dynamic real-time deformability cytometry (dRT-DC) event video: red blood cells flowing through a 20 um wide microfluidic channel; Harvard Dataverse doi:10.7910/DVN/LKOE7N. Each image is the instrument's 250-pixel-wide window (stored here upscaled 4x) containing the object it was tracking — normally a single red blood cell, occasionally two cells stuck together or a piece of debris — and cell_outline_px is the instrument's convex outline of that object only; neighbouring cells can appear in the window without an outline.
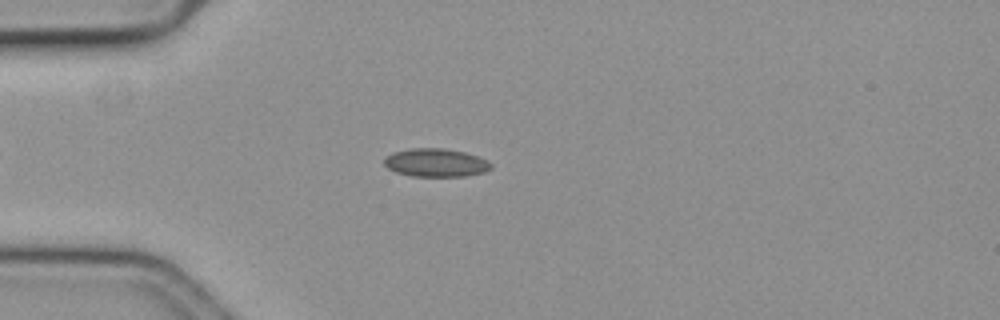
{"species": "common noctule bat (a hibernating species)", "species_latin": "Nyctalus noctula", "temperature_condition": "cold", "stored_images_in_passage": 32, "camera_frame_rate_fps": 3000, "um_per_image_px": 0.085, "animal": {"sex": "female", "body_mass_g": 19.3, "forearm_length_mm": 54.1}, "frame": {"image": 1, "passage_image": 5, "time_ms": 1.333, "image_size_px": [1000, 320], "cell_outline_px": [[492, 168], [484, 172], [468, 176], [412, 176], [396, 172], [388, 168], [384, 164], [384, 156], [392, 152], [412, 148], [444, 148], [464, 152], [488, 160], [492, 164]], "centroid_in_image_um": [37.04, 13.82], "position_along_channel_um": 48.0, "area_um2": 17.69}}
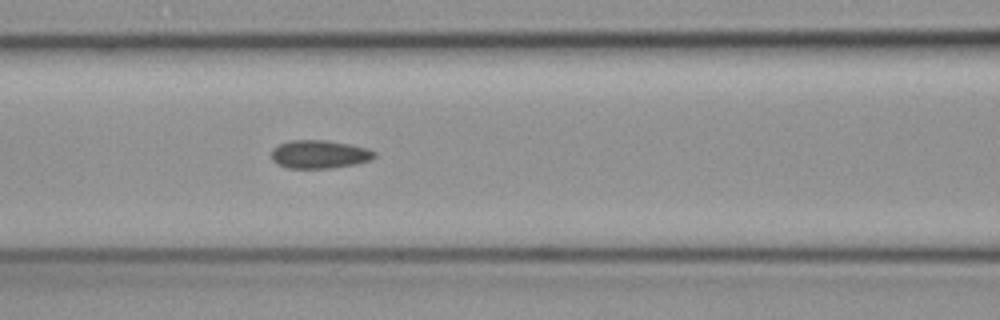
{"frame": {"image": 2, "passage_image": 14, "time_ms": 4.333, "image_size_px": [1000, 320], "cell_outline_px": [[376, 156], [372, 160], [356, 164], [332, 168], [288, 168], [276, 164], [272, 160], [272, 148], [288, 140], [328, 140], [348, 144], [364, 148], [376, 152]], "centroid_in_image_um": [27.13, 13.12], "position_along_channel_um": 139.5, "area_um2": 17.05}}
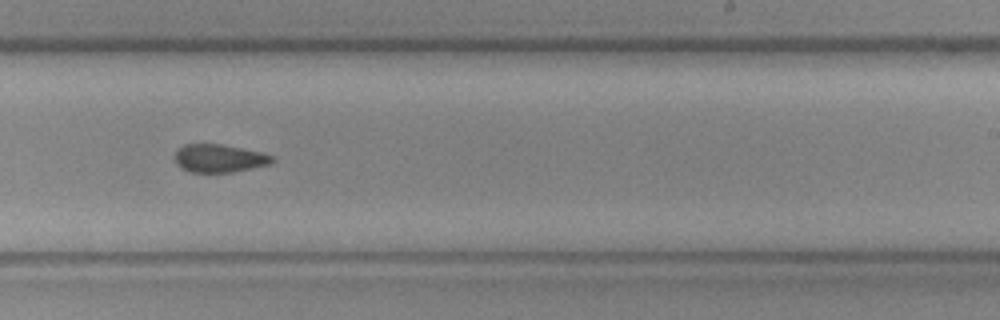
{"frame": {"image": 3, "passage_image": 25, "time_ms": 8.0, "image_size_px": [1000, 320], "cell_outline_px": [[276, 160], [268, 164], [252, 168], [232, 172], [192, 172], [180, 168], [176, 164], [176, 152], [184, 144], [220, 144], [260, 152], [272, 156]], "centroid_in_image_um": [18.62, 13.46], "position_along_channel_um": 270.4, "area_um2": 15.66}}